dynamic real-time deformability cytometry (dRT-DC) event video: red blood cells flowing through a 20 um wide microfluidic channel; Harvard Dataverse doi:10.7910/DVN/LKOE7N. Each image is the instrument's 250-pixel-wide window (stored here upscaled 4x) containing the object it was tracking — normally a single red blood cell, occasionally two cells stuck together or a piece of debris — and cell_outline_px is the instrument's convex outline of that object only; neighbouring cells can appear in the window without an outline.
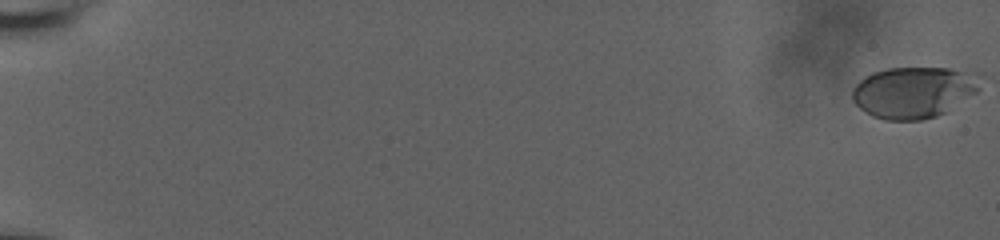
{"species": "human", "species_latin": "Homo sapiens", "temperature_condition": "room temperature", "stored_images_in_passage": 38, "camera_frame_rate_fps": 3000, "um_per_image_px": 0.085, "donor": {"sex": "male"}, "frame": {"image": 1, "passage_image": 1, "time_ms": 0.0, "image_size_px": [1000, 240], "cell_outline_px": [[980, 88], [976, 92], [944, 112], [936, 116], [920, 120], [884, 120], [872, 116], [860, 108], [852, 100], [852, 88], [860, 80], [872, 72], [888, 68], [948, 68], [964, 72]], "centroid_in_image_um": [77.51, 7.86], "position_along_channel_um": 7.5, "area_um2": 37.22}}
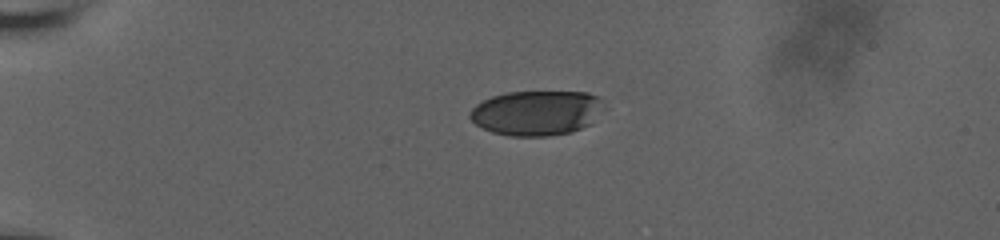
{"frame": {"image": 2, "passage_image": 27, "time_ms": 5.333, "image_size_px": [1000, 240], "cell_outline_px": [[608, 108], [588, 124], [572, 132], [548, 136], [508, 136], [492, 132], [476, 124], [468, 116], [468, 112], [476, 104], [492, 96], [508, 92], [588, 92], [596, 96]], "centroid_in_image_um": [45.62, 9.59], "position_along_channel_um": 39.4, "area_um2": 35.2}}